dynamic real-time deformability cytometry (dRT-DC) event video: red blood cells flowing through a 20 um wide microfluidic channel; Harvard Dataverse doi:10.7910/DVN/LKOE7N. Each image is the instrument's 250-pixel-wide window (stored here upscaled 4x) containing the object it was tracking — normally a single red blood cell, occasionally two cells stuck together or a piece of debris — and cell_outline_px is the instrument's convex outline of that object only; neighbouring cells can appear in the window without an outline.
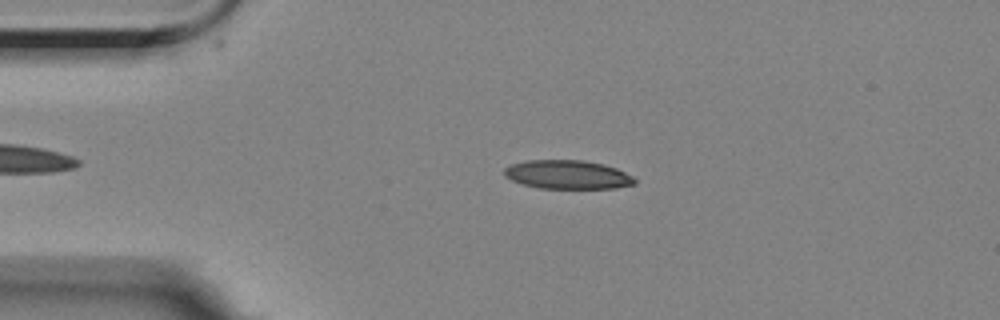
{"species": "Egyptian fruit bat (a non-hibernating species)", "species_latin": "Rousettus aegyptiacus", "temperature_condition": "room temperature", "stored_images_in_passage": 41, "camera_frame_rate_fps": 3000, "um_per_image_px": 0.085, "animal": {"sex": "female"}, "frame": {"image": 1, "passage_image": 4, "time_ms": 1.0, "image_size_px": [1000, 320], "cell_outline_px": [[636, 184], [616, 188], [540, 188], [524, 184], [512, 180], [504, 176], [504, 168], [512, 164], [528, 160], [584, 160], [604, 164], [616, 168], [632, 176], [636, 180]], "centroid_in_image_um": [48.26, 14.84], "position_along_channel_um": 36.7, "area_um2": 21.79}}
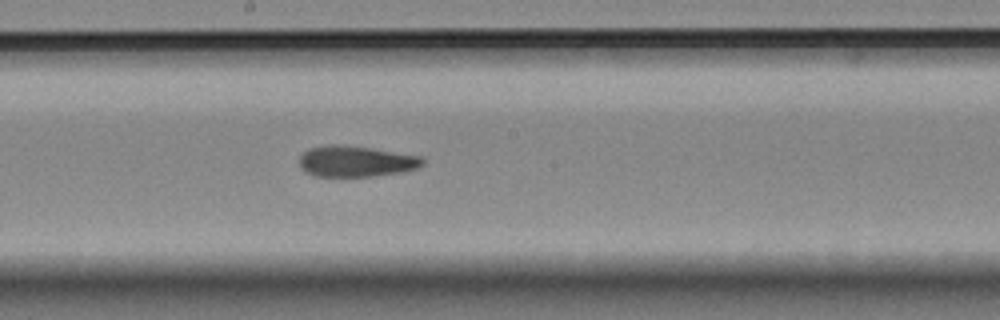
{"frame": {"image": 2, "passage_image": 22, "time_ms": 7.0, "image_size_px": [1000, 320], "cell_outline_px": [[424, 164], [420, 168], [404, 172], [372, 176], [316, 176], [304, 172], [300, 168], [300, 156], [308, 148], [328, 144], [336, 144], [368, 148], [420, 156], [424, 160]], "centroid_in_image_um": [30.24, 13.72], "position_along_channel_um": 218.0, "area_um2": 22.25}}
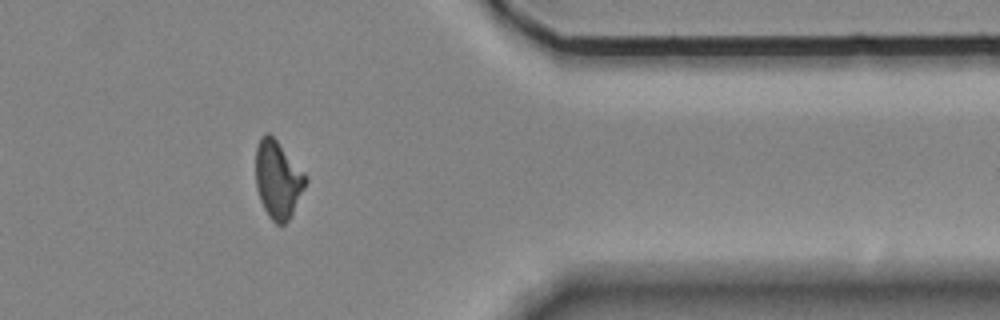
{"frame": {"image": 3, "passage_image": 38, "time_ms": 12.333, "image_size_px": [1000, 320], "cell_outline_px": [[308, 180], [288, 220], [284, 224], [276, 224], [268, 216], [260, 200], [256, 188], [256, 148], [260, 136], [264, 132], [268, 132], [276, 140], [308, 176]], "centroid_in_image_um": [23.6, 15.24], "position_along_channel_um": 387.8, "area_um2": 22.43}, "authors_computed_cell_mechanics": {"area_um2": 22.542, "velocity_mm_per_s": 3.5216, "shape_relaxation_time_tau1_ms": 7.2931, "shape_relaxation_time_tau2_ms": 2.7806, "deformation_change_tau1": 0.1722, "deformation_change_tau2": 0.1081}}